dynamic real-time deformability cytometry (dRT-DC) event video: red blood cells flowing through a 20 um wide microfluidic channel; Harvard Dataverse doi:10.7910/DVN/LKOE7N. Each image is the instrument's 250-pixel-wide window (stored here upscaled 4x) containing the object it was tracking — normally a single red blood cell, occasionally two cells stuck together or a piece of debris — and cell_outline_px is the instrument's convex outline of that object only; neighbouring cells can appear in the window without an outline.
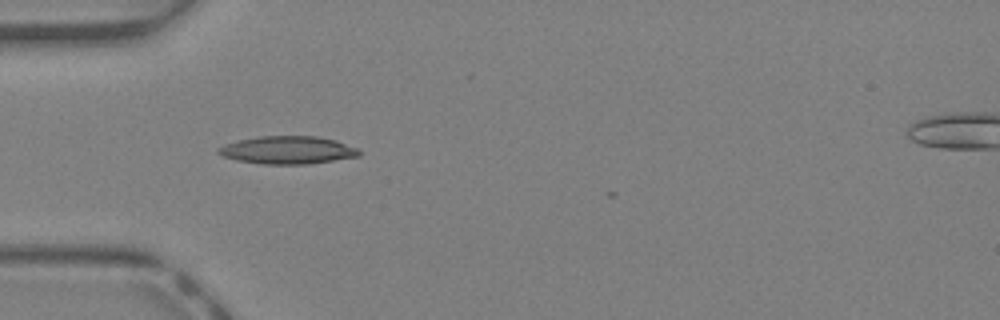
{"species": "Egyptian fruit bat (a non-hibernating species)", "species_latin": "Rousettus aegyptiacus", "temperature_condition": "warm", "stored_images_in_passage": 28, "camera_frame_rate_fps": 3000, "um_per_image_px": 0.085, "animal": {"sex": "female"}, "frame": {"image": 1, "passage_image": 3, "time_ms": 0.667, "image_size_px": [1000, 320], "cell_outline_px": [[360, 156], [308, 164], [264, 164], [236, 160], [224, 156], [216, 152], [216, 148], [224, 144], [240, 140], [260, 136], [316, 136], [336, 140], [360, 148]], "centroid_in_image_um": [24.47, 12.75], "position_along_channel_um": 60.5, "area_um2": 22.89}}
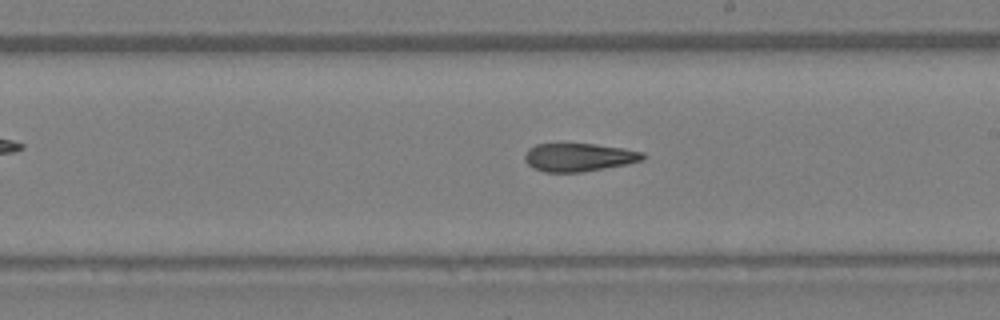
{"frame": {"image": 2, "passage_image": 14, "time_ms": 4.333, "image_size_px": [1000, 320], "cell_outline_px": [[644, 160], [628, 164], [580, 172], [544, 172], [532, 168], [524, 160], [524, 156], [528, 148], [536, 144], [592, 144], [624, 148], [644, 152]], "centroid_in_image_um": [49.19, 13.37], "position_along_channel_um": 239.8, "area_um2": 19.42}}
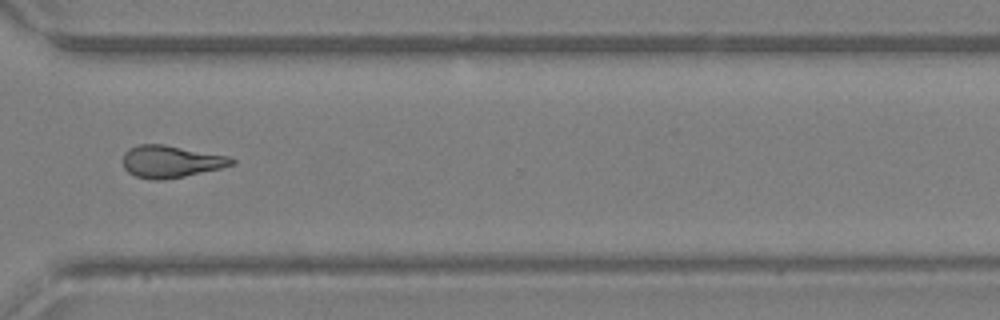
{"frame": {"image": 3, "passage_image": 21, "time_ms": 6.667, "image_size_px": [1000, 320], "cell_outline_px": [[236, 164], [220, 168], [184, 176], [164, 180], [152, 180], [136, 176], [128, 172], [124, 168], [124, 152], [128, 148], [140, 144], [164, 144], [228, 156], [236, 160]], "centroid_in_image_um": [14.52, 13.73], "position_along_channel_um": 356.1, "area_um2": 20.35}, "authors_computed_cell_mechanics": {"area_um2": 19.8254, "velocity_mm_per_s": 4.9906, "shape_relaxation_time_tau1_ms": null, "shape_relaxation_time_tau2_ms": 6.0034, "deformation_change_tau1": null, "deformation_change_tau2": 0.2076}}